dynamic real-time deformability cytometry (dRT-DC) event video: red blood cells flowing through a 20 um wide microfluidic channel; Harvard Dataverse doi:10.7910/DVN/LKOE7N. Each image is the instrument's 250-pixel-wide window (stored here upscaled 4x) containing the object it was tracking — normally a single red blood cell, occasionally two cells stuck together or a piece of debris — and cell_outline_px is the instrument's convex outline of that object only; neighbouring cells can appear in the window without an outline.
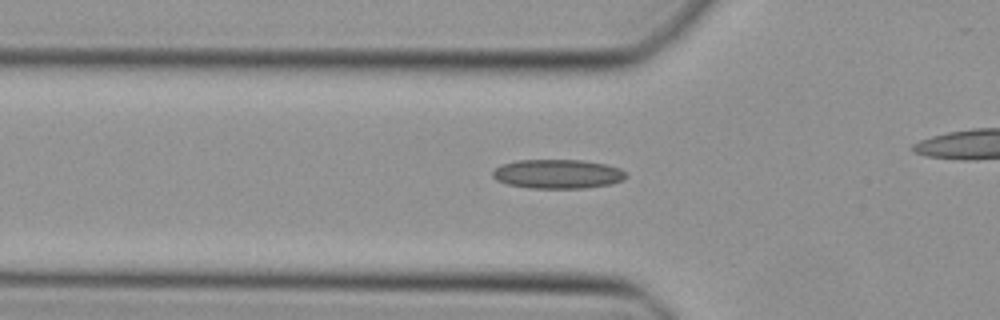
{"species": "Egyptian fruit bat (a non-hibernating species)", "species_latin": "Rousettus aegyptiacus", "temperature_condition": "cold", "stored_images_in_passage": 34, "camera_frame_rate_fps": 3000, "um_per_image_px": 0.085, "animal": {"sex": "female"}, "frame": {"image": 1, "passage_image": 3, "time_ms": 0.667, "image_size_px": [1000, 320], "cell_outline_px": [[628, 176], [624, 180], [612, 184], [584, 188], [528, 188], [508, 184], [496, 180], [492, 176], [492, 172], [500, 164], [516, 160], [580, 160], [604, 164], [620, 168]], "centroid_in_image_um": [47.39, 14.79], "position_along_channel_um": 78.4, "area_um2": 22.77}}
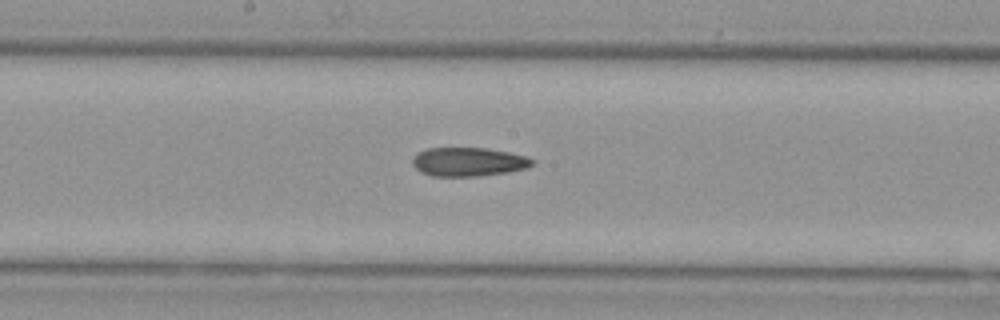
{"frame": {"image": 2, "passage_image": 12, "time_ms": 3.667, "image_size_px": [1000, 320], "cell_outline_px": [[532, 164], [528, 168], [508, 172], [476, 176], [432, 176], [420, 172], [412, 164], [412, 160], [420, 152], [428, 148], [484, 148], [508, 152], [528, 156], [532, 160]], "centroid_in_image_um": [39.82, 13.76], "position_along_channel_um": 208.4, "area_um2": 19.94}}
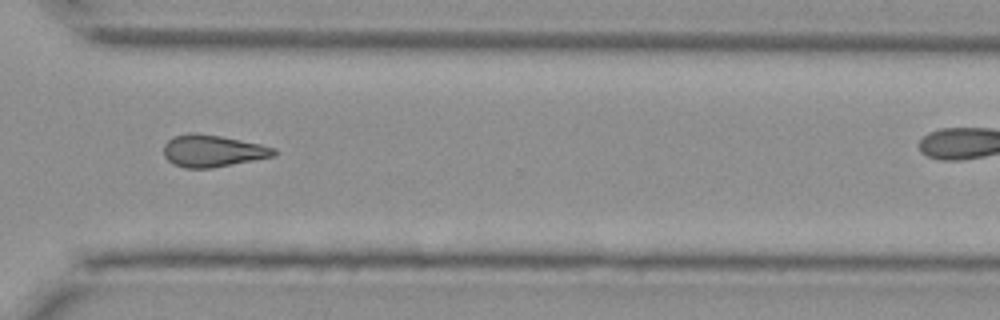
{"frame": {"image": 3, "passage_image": 22, "time_ms": 7.0, "image_size_px": [1000, 320], "cell_outline_px": [[276, 152], [272, 156], [212, 168], [184, 168], [172, 164], [164, 156], [164, 144], [172, 136], [196, 132], [220, 136], [260, 144], [276, 148]], "centroid_in_image_um": [18.02, 12.82], "position_along_channel_um": 352.6, "area_um2": 20.4}}